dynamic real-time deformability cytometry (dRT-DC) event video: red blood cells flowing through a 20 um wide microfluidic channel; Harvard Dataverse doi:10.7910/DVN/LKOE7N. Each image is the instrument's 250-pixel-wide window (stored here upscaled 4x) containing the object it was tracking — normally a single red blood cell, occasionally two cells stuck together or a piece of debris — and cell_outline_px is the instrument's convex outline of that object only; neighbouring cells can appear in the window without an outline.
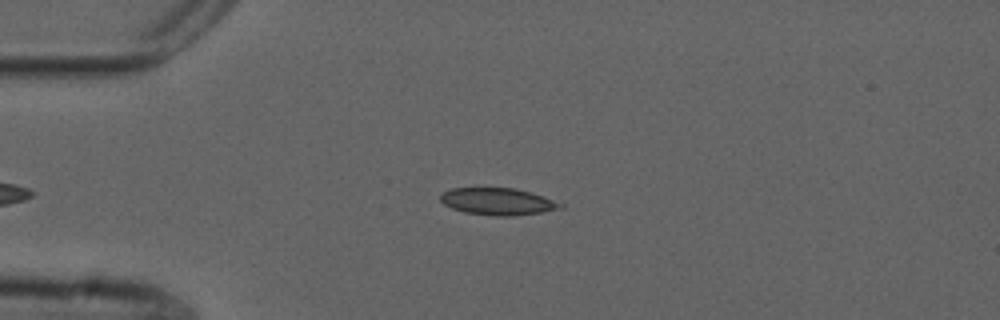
{"species": "common noctule bat (a hibernating species)", "species_latin": "Nyctalus noctula", "temperature_condition": "cold", "stored_images_in_passage": 12, "camera_frame_rate_fps": 3000, "um_per_image_px": 0.085, "animal": {"sex": "male", "forearm_length_mm": 52.5}, "frame": {"image": 1, "passage_image": 3, "time_ms": 0.667, "image_size_px": [1000, 320], "cell_outline_px": [[564, 208], [540, 212], [512, 216], [496, 216], [464, 212], [452, 208], [444, 204], [440, 200], [440, 196], [444, 192], [452, 188], [516, 188], [532, 192], [544, 196], [564, 204]], "centroid_in_image_um": [42.34, 17.12], "position_along_channel_um": 42.7, "area_um2": 18.9}}
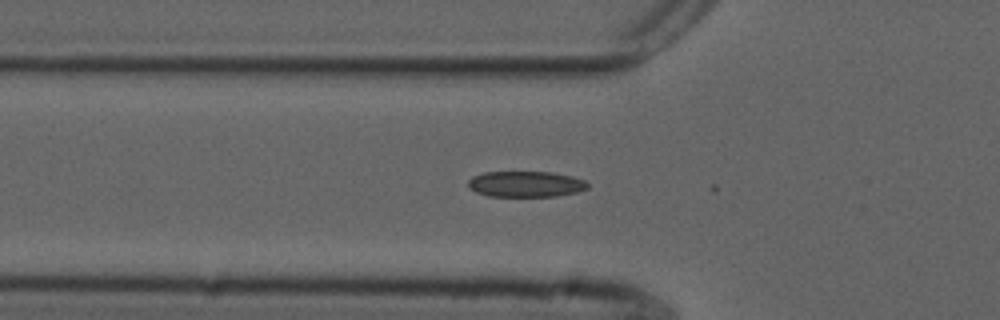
{"frame": {"image": 2, "passage_image": 8, "time_ms": 2.333, "image_size_px": [1000, 320], "cell_outline_px": [[588, 188], [576, 192], [556, 196], [488, 196], [476, 192], [468, 188], [468, 180], [472, 176], [484, 172], [552, 172], [572, 176], [584, 180], [588, 184]], "centroid_in_image_um": [44.66, 15.64], "position_along_channel_um": 81.1, "area_um2": 18.03}}
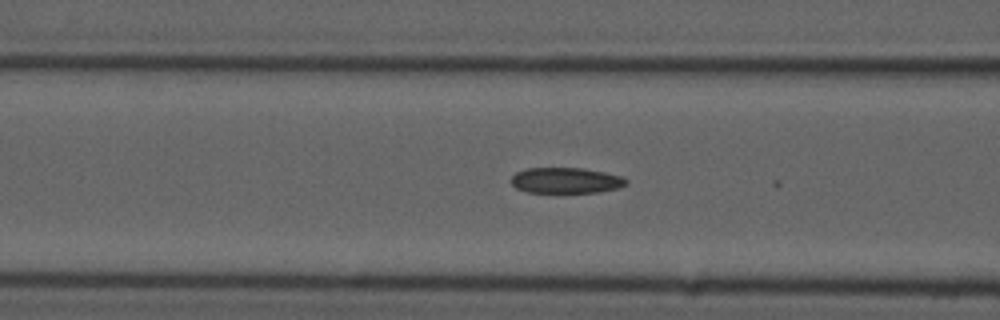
{"frame": {"image": 3, "passage_image": 11, "time_ms": 3.333, "image_size_px": [1000, 320], "cell_outline_px": [[628, 184], [616, 188], [596, 192], [528, 192], [516, 188], [512, 184], [512, 176], [516, 172], [528, 168], [584, 168], [604, 172], [620, 176], [628, 180]], "centroid_in_image_um": [48.1, 15.33], "position_along_channel_um": 118.5, "area_um2": 17.05}}